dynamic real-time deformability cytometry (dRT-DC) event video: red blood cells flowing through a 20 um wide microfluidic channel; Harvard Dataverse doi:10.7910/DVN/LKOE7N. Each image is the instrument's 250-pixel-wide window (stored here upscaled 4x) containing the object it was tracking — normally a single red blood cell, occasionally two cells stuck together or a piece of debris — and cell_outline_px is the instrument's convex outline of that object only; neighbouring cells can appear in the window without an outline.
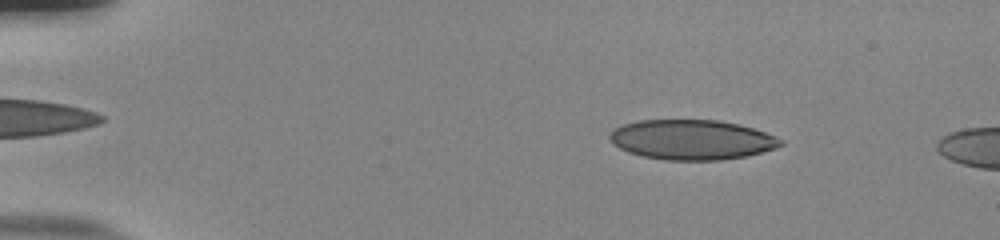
{"species": "human", "species_latin": "Homo sapiens", "temperature_condition": "room temperature", "stored_images_in_passage": 7, "camera_frame_rate_fps": 3000, "um_per_image_px": 0.085, "donor": {"sex": "male"}, "frame": {"image": 1, "passage_image": 1, "time_ms": 0.0, "image_size_px": [1000, 240], "cell_outline_px": [[784, 144], [776, 148], [744, 156], [720, 160], [668, 160], [644, 156], [628, 152], [620, 148], [608, 136], [616, 128], [624, 124], [640, 120], [720, 120], [752, 128], [776, 136], [784, 140]], "centroid_in_image_um": [58.84, 11.87], "position_along_channel_um": 26.2, "area_um2": 39.36}}